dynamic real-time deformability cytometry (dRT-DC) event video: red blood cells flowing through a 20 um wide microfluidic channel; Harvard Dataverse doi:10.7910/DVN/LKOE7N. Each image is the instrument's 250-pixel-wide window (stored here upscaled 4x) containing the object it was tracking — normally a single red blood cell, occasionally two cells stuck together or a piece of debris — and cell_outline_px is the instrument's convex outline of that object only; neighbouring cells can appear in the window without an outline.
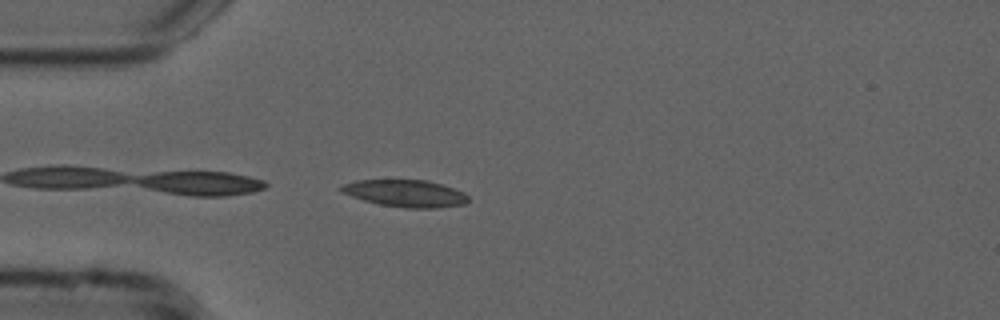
{"species": "common noctule bat (a hibernating species)", "species_latin": "Nyctalus noctula", "temperature_condition": "cold", "stored_images_in_passage": 37, "camera_frame_rate_fps": 3000, "um_per_image_px": 0.085, "animal": {"sex": "male", "forearm_length_mm": 52.5}, "frame": {"image": 1, "passage_image": 1, "time_ms": 0.0, "image_size_px": [1000, 320], "cell_outline_px": [[468, 200], [464, 204], [436, 208], [408, 208], [380, 204], [364, 200], [340, 192], [336, 188], [344, 184], [356, 180], [428, 180], [464, 192], [468, 196]], "centroid_in_image_um": [34.43, 16.43], "position_along_channel_um": 50.6, "area_um2": 19.94}}
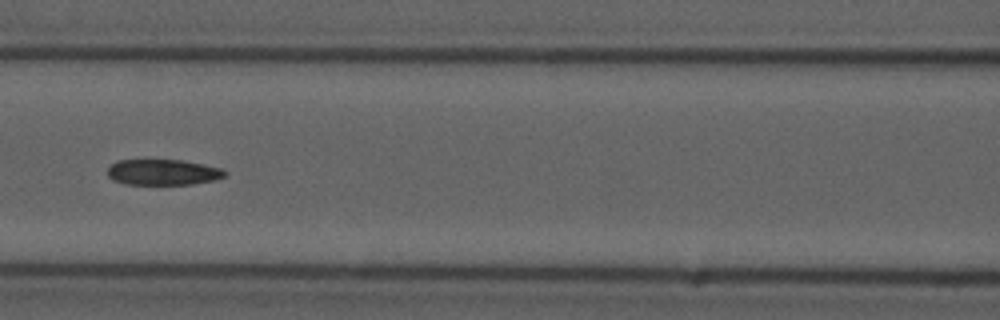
{"frame": {"image": 2, "passage_image": 10, "time_ms": 3.0, "image_size_px": [1000, 320], "cell_outline_px": [[228, 172], [224, 176], [216, 180], [192, 184], [124, 184], [112, 180], [108, 176], [108, 168], [116, 160], [184, 160], [220, 168]], "centroid_in_image_um": [13.84, 14.64], "position_along_channel_um": 152.8, "area_um2": 17.63}}
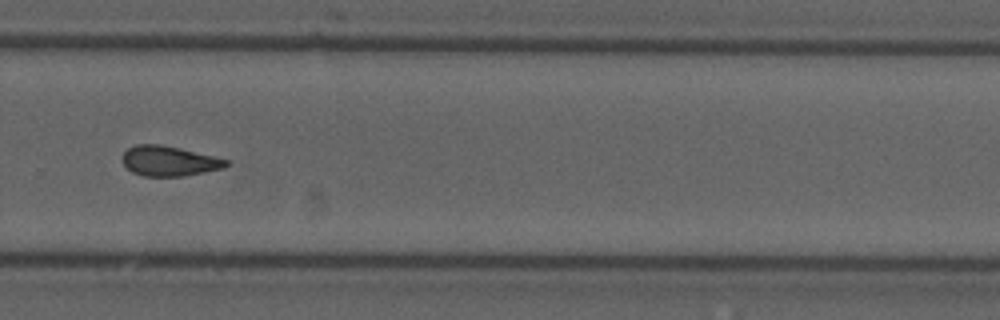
{"frame": {"image": 3, "passage_image": 23, "time_ms": 7.333, "image_size_px": [1000, 320], "cell_outline_px": [[228, 164], [224, 168], [204, 172], [180, 176], [144, 176], [132, 172], [124, 164], [124, 152], [128, 148], [136, 144], [160, 144], [180, 148], [228, 160]], "centroid_in_image_um": [14.37, 13.68], "position_along_channel_um": 315.4, "area_um2": 17.86}, "authors_computed_cell_mechanics": {"area_um2": 18.6116, "velocity_mm_per_s": 3.7701, "shape_relaxation_time_tau1_ms": null, "shape_relaxation_time_tau2_ms": 3.9367, "deformation_change_tau1": null, "deformation_change_tau2": 0.1129}}